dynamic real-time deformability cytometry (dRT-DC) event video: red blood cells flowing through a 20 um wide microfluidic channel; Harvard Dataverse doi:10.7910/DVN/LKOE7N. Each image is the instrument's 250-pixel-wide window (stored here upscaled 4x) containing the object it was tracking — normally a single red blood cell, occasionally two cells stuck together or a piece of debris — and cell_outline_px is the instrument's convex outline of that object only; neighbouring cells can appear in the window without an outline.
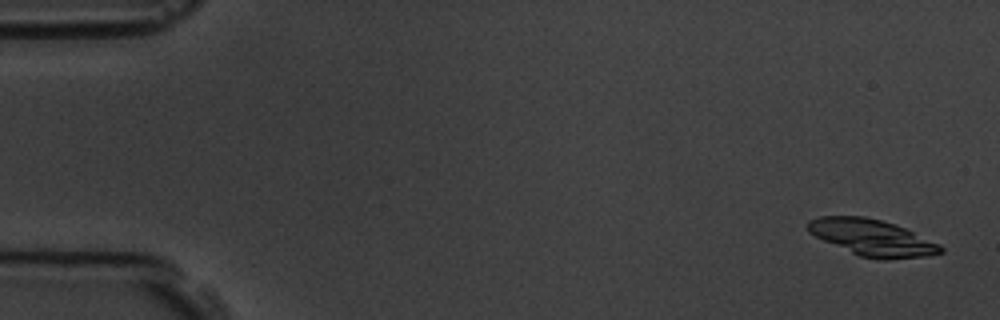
{"species": "common noctule bat (a hibernating species)", "species_latin": "Nyctalus noctula", "temperature_condition": "room temperature", "stored_images_in_passage": 11, "segment_of_instrument_passage": [1, 2], "camera_frame_rate_fps": 3000, "um_per_image_px": 0.085, "animal": {"sex": "male", "body_mass_g": 19.5, "forearm_length_mm": 54.6}, "frame": {"image": 1, "passage_image": 1, "time_ms": 0.0, "image_size_px": [1000, 320], "cell_outline_px": [[944, 252], [924, 256], [888, 260], [880, 260], [860, 256], [824, 240], [808, 232], [808, 220], [820, 216], [864, 216], [896, 224], [940, 244], [944, 248]], "centroid_in_image_um": [74.16, 20.2], "position_along_channel_um": 10.8, "area_um2": 27.98}}